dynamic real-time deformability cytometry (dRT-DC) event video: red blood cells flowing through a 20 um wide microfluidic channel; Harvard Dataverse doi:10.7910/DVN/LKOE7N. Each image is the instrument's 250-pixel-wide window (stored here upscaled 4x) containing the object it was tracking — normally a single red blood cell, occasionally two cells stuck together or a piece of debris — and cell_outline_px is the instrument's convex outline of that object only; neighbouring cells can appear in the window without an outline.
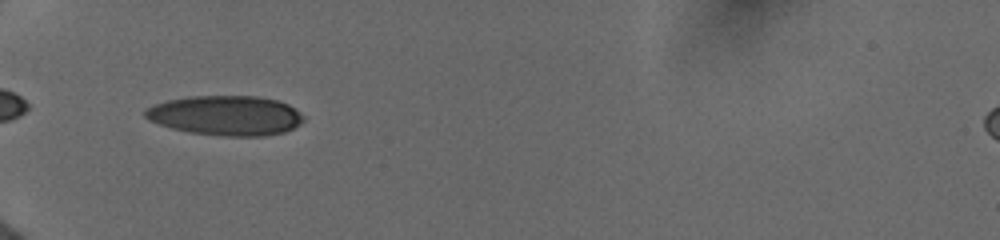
{"species": "human", "species_latin": "Homo sapiens", "temperature_condition": "cold", "stored_images_in_passage": 30, "camera_frame_rate_fps": 3000, "um_per_image_px": 0.085, "donor": {"sex": "female"}, "frame": {"image": 1, "passage_image": 1, "time_ms": 0.0, "image_size_px": [1000, 240], "cell_outline_px": [[304, 120], [300, 124], [284, 132], [264, 136], [224, 136], [188, 132], [172, 128], [148, 120], [144, 116], [144, 108], [168, 100], [192, 96], [256, 96], [276, 100], [288, 104], [304, 116]], "centroid_in_image_um": [19.18, 9.82], "position_along_channel_um": 65.8, "area_um2": 36.65}}
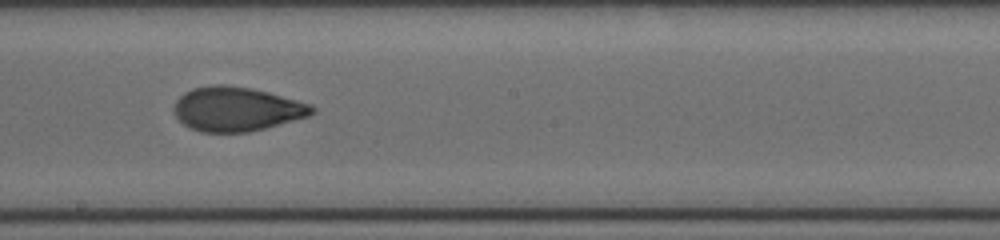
{"frame": {"image": 2, "passage_image": 18, "time_ms": 4.333, "image_size_px": [1000, 240], "cell_outline_px": [[316, 112], [308, 116], [264, 128], [248, 132], [200, 132], [184, 124], [172, 112], [172, 108], [176, 100], [184, 92], [192, 88], [212, 84], [224, 84], [252, 88], [268, 92], [312, 104], [316, 108]], "centroid_in_image_um": [20.09, 9.25], "position_along_channel_um": 228.1, "area_um2": 35.72}}
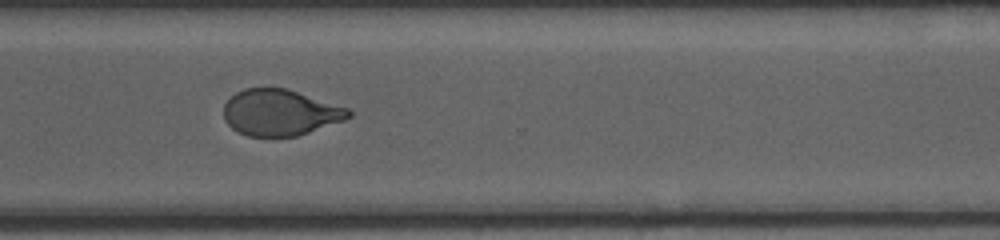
{"frame": {"image": 3, "passage_image": 29, "time_ms": 7.333, "image_size_px": [1000, 240], "cell_outline_px": [[352, 116], [344, 120], [296, 136], [248, 136], [232, 128], [224, 120], [224, 104], [236, 92], [244, 88], [288, 88], [348, 108], [352, 112]], "centroid_in_image_um": [23.81, 9.55], "position_along_channel_um": 346.8, "area_um2": 33.47}}